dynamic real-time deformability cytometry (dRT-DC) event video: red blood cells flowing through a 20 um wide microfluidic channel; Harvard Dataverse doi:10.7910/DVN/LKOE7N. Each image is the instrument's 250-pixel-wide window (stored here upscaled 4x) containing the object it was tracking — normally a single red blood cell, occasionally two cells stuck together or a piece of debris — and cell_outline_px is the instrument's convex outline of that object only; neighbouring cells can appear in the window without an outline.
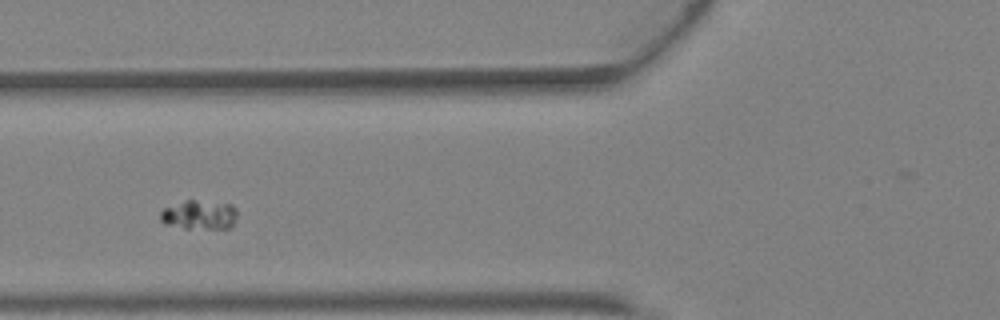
{"species": "Egyptian fruit bat (a non-hibernating species)", "species_latin": "Rousettus aegyptiacus", "temperature_condition": "warm", "stored_images_in_passage": 4, "camera_frame_rate_fps": 3000, "um_per_image_px": 0.085, "animal": {"sex": "female"}, "frame": {"image": 1, "passage_image": 4, "time_ms": 1.0, "image_size_px": [1000, 320], "cell_outline_px": [[236, 220], [228, 228], [184, 228], [168, 224], [160, 220], [160, 212], [164, 208], [184, 200], [196, 200], [232, 204], [236, 208]], "centroid_in_image_um": [16.95, 18.24], "position_along_channel_um": 108.9, "area_um2": 13.01}}